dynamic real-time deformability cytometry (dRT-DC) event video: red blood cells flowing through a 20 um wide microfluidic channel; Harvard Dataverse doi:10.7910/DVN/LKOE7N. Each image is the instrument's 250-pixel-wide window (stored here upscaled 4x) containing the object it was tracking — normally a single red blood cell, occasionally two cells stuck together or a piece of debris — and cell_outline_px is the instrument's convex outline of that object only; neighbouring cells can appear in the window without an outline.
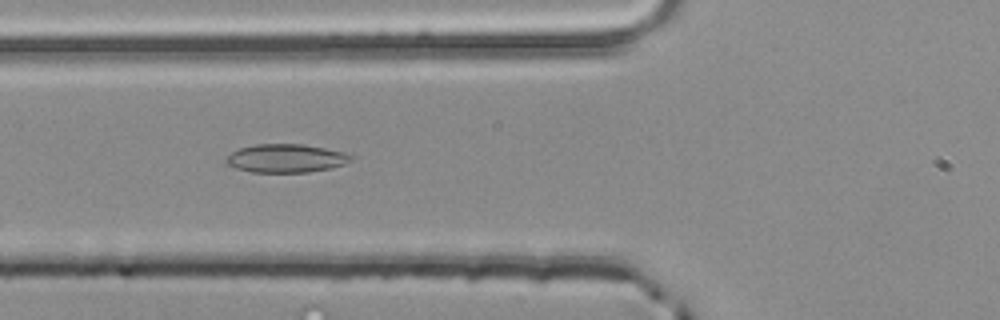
{"species": "common noctule bat (a hibernating species)", "species_latin": "Nyctalus noctula", "temperature_condition": "room temperature", "stored_images_in_passage": 5, "camera_frame_rate_fps": 3000, "um_per_image_px": 0.085, "animal": {"sex": "male", "body_mass_g": 20.4}, "frame": {"image": 1, "passage_image": 4, "time_ms": 1.0, "image_size_px": [1000, 320], "cell_outline_px": [[352, 160], [344, 164], [332, 168], [308, 172], [252, 172], [236, 168], [228, 164], [224, 160], [232, 152], [240, 148], [256, 144], [304, 144], [344, 152], [352, 156]], "centroid_in_image_um": [24.32, 13.45], "position_along_channel_um": 101.5, "area_um2": 20.58}}
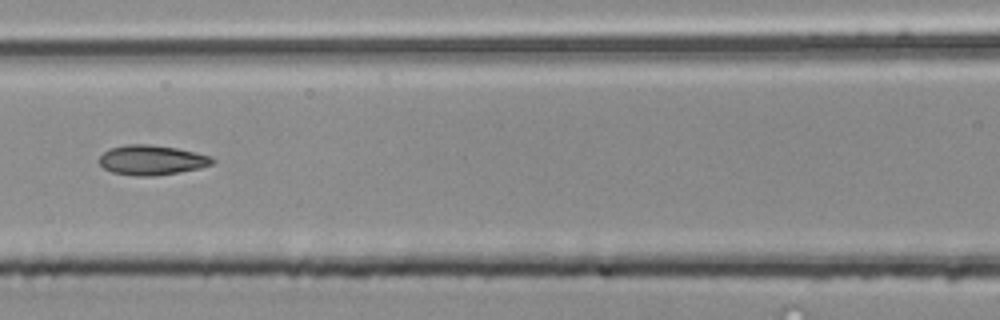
{"frame": {"image": 2, "passage_image": 5, "time_ms": 1.333, "image_size_px": [1000, 320], "cell_outline_px": [[216, 160], [212, 164], [200, 168], [180, 172], [152, 176], [136, 176], [112, 172], [104, 168], [100, 164], [100, 156], [108, 148], [124, 144], [148, 144], [176, 148], [196, 152], [212, 156]], "centroid_in_image_um": [12.91, 13.6], "position_along_channel_um": 153.7, "area_um2": 19.77}}